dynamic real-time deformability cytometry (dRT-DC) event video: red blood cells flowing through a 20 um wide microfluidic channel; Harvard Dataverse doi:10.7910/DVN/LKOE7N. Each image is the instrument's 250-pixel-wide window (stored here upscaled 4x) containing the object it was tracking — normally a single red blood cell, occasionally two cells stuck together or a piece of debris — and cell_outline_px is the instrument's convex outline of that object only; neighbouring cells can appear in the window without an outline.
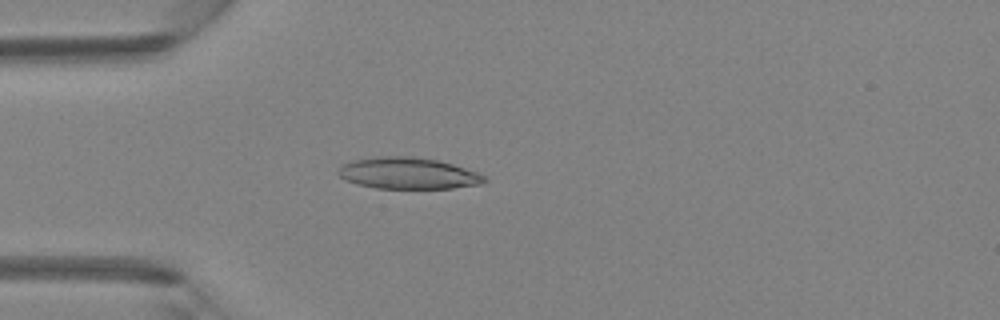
{"species": "Egyptian fruit bat (a non-hibernating species)", "species_latin": "Rousettus aegyptiacus", "temperature_condition": "room temperature", "stored_images_in_passage": 46, "camera_frame_rate_fps": 3000, "um_per_image_px": 0.085, "animal": {"sex": "female"}, "frame": {"image": 1, "passage_image": 12, "time_ms": 3.667, "image_size_px": [1000, 320], "cell_outline_px": [[488, 180], [480, 184], [452, 188], [376, 188], [356, 184], [340, 176], [336, 172], [344, 164], [356, 160], [376, 156], [412, 156], [436, 160], [452, 164], [476, 172], [484, 176]], "centroid_in_image_um": [34.68, 14.73], "position_along_channel_um": 50.3, "area_um2": 26.47}}
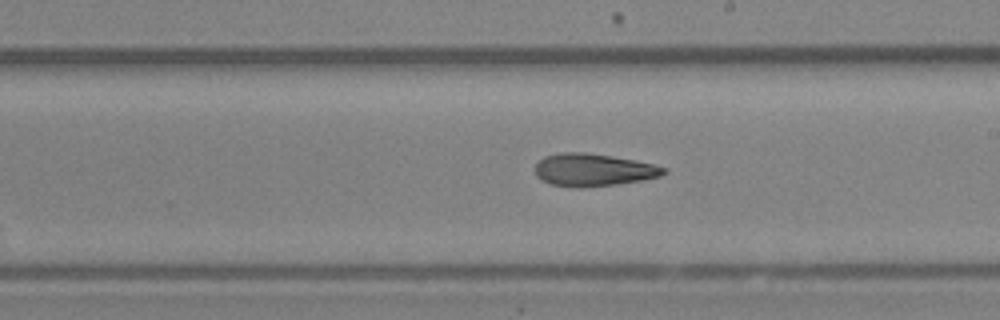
{"frame": {"image": 2, "passage_image": 26, "time_ms": 8.333, "image_size_px": [1000, 320], "cell_outline_px": [[668, 172], [660, 176], [644, 180], [616, 184], [580, 188], [576, 188], [552, 184], [540, 180], [536, 176], [536, 164], [544, 156], [560, 152], [584, 152], [612, 156], [636, 160], [668, 168]], "centroid_in_image_um": [50.44, 14.44], "position_along_channel_um": 238.6, "area_um2": 24.57}}
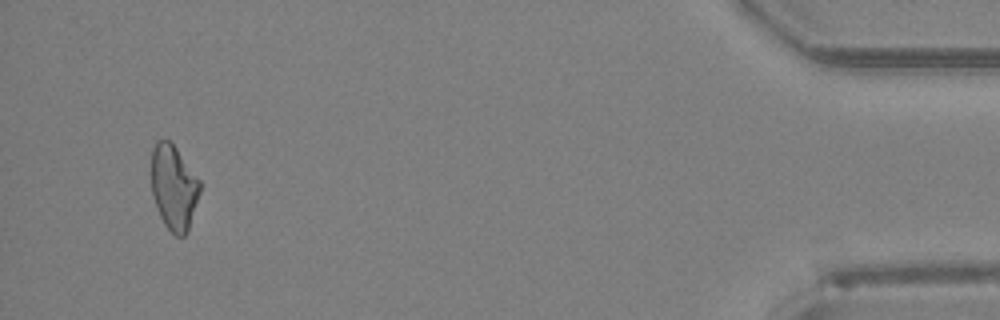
{"frame": {"image": 3, "passage_image": 44, "time_ms": 14.333, "image_size_px": [1000, 320], "cell_outline_px": [[200, 192], [188, 232], [184, 236], [176, 236], [164, 224], [160, 216], [152, 196], [152, 148], [156, 140], [168, 140], [176, 148], [200, 180]], "centroid_in_image_um": [14.77, 15.94], "position_along_channel_um": 420.4, "area_um2": 23.93}, "authors_computed_cell_mechanics": {"area_um2": 24.9407, "velocity_mm_per_s": 4.2926, "shape_relaxation_time_tau1_ms": 5.3454, "shape_relaxation_time_tau2_ms": 4.9113, "deformation_change_tau1": 0.1491, "deformation_change_tau2": 0.1556}}